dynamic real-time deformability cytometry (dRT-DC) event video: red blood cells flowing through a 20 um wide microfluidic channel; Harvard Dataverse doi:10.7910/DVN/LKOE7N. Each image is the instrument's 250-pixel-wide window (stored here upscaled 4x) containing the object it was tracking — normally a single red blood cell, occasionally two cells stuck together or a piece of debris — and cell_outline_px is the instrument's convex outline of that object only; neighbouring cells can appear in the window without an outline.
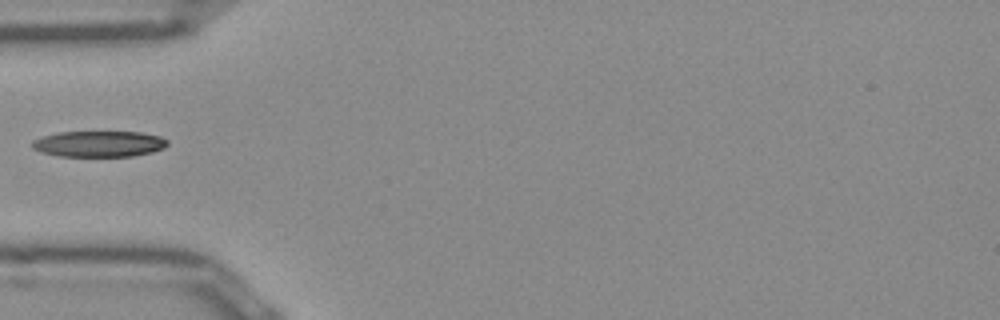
{"species": "Egyptian fruit bat (a non-hibernating species)", "species_latin": "Rousettus aegyptiacus", "temperature_condition": "room temperature", "stored_images_in_passage": 6, "camera_frame_rate_fps": 3000, "um_per_image_px": 0.085, "frame": {"image": 1, "passage_image": 1, "time_ms": 0.0, "image_size_px": [1000, 320], "cell_outline_px": [[168, 144], [164, 148], [152, 152], [132, 156], [60, 156], [40, 152], [32, 148], [32, 140], [44, 136], [60, 132], [140, 132], [160, 136], [168, 140]], "centroid_in_image_um": [8.42, 12.23], "position_along_channel_um": 76.6, "area_um2": 20.46}}